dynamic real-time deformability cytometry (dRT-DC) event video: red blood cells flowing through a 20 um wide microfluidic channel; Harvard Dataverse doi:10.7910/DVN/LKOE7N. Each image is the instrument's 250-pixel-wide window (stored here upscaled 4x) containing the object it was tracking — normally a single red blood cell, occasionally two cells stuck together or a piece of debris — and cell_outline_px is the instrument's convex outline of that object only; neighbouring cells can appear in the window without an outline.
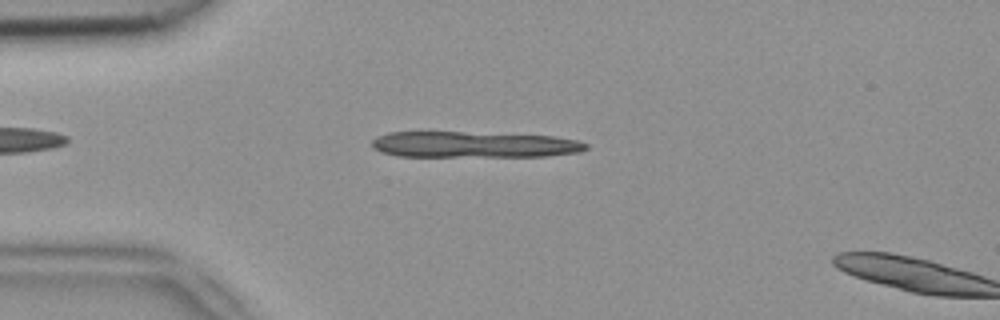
{"species": "common noctule bat (a hibernating species)", "species_latin": "Nyctalus noctula", "temperature_condition": "room temperature", "stored_images_in_passage": 14, "camera_frame_rate_fps": 3000, "um_per_image_px": 0.085, "animal": {"sex": "female", "body_mass_g": 18.4}, "frame": {"image": 1, "passage_image": 12, "time_ms": 3.667, "image_size_px": [1000, 320], "cell_outline_px": [[588, 148], [580, 152], [548, 156], [396, 156], [380, 152], [372, 148], [372, 140], [376, 136], [388, 132], [464, 132], [556, 136], [576, 140], [588, 144]], "centroid_in_image_um": [40.26, 12.29], "position_along_channel_um": 44.7, "area_um2": 32.66}}